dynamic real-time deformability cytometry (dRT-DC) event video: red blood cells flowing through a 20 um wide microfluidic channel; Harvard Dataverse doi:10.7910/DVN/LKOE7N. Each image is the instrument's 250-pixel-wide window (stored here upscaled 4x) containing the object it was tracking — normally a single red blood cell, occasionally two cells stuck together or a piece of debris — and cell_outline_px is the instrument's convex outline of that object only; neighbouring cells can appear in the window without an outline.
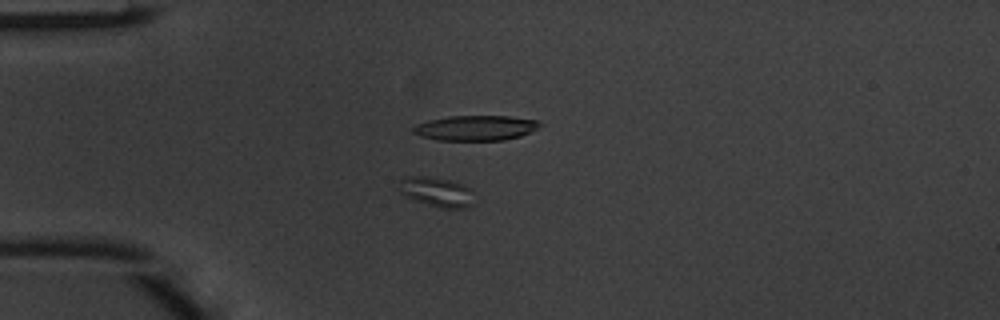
{"species": "common noctule bat (a hibernating species)", "species_latin": "Nyctalus noctula", "temperature_condition": "warm", "stored_images_in_passage": 46, "camera_frame_rate_fps": 3000, "um_per_image_px": 0.085, "animal": {"sex": "male", "body_mass_g": 20.1, "forearm_length_mm": 53.5}, "frame": {"image": 1, "passage_image": 9, "time_ms": 2.667, "image_size_px": [1000, 320], "cell_outline_px": [[476, 200], [472, 204], [464, 208], [440, 208], [404, 196], [400, 192], [400, 180], [404, 176], [428, 176], [448, 180], [464, 184], [468, 188]], "centroid_in_image_um": [37.12, 16.31], "position_along_channel_um": 47.9, "area_um2": 12.95}}
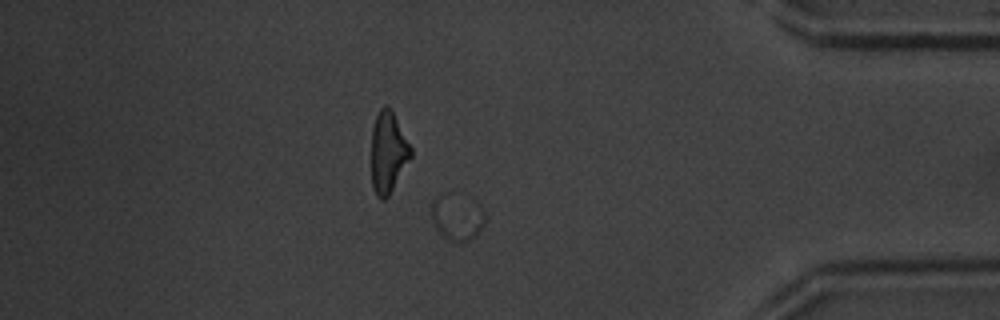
{"frame": {"image": 2, "passage_image": 39, "time_ms": 12.667, "image_size_px": [1000, 320], "cell_outline_px": [[484, 224], [476, 236], [468, 240], [448, 240], [436, 228], [428, 212], [432, 200], [440, 192], [448, 192], [472, 196], [484, 208]], "centroid_in_image_um": [38.83, 18.34], "position_along_channel_um": 396.4, "area_um2": 15.2}}
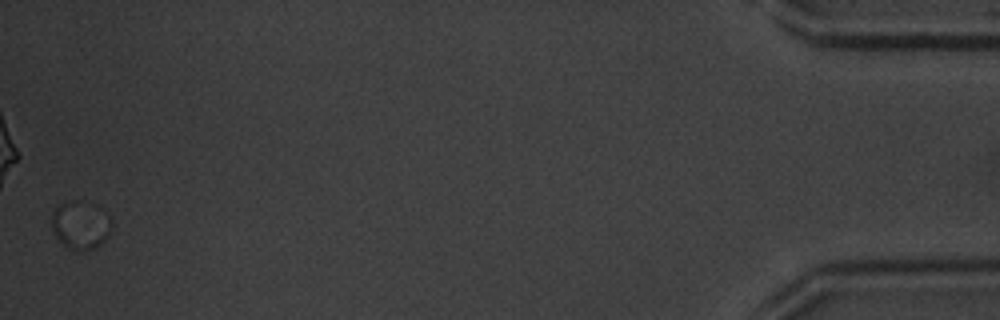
{"frame": {"image": 3, "passage_image": 46, "time_ms": 15.0, "image_size_px": [1000, 320], "cell_outline_px": [[112, 228], [108, 236], [96, 248], [84, 252], [76, 252], [68, 248], [56, 236], [52, 228], [52, 212], [60, 204], [72, 200], [80, 200], [112, 216]], "centroid_in_image_um": [6.87, 19.17], "position_along_channel_um": 428.3, "area_um2": 16.88}}